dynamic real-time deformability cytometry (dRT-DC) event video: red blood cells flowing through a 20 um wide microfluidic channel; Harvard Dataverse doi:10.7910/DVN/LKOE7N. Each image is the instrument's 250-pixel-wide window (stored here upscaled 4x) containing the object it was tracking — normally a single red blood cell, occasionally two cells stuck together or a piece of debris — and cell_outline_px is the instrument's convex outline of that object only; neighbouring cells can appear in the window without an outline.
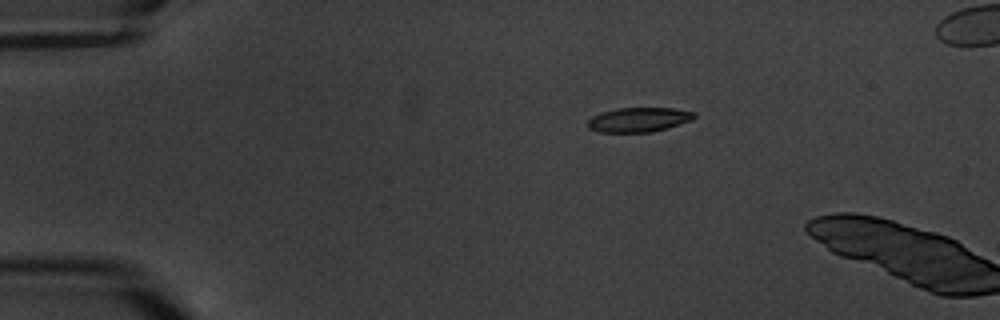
{"species": "common noctule bat (a hibernating species)", "species_latin": "Nyctalus noctula", "temperature_condition": "warm", "stored_images_in_passage": 4, "camera_frame_rate_fps": 3000, "um_per_image_px": 0.085, "animal": {"sex": "male", "body_mass_g": 20.1, "forearm_length_mm": 53.5}, "frame": {"image": 1, "passage_image": 3, "time_ms": 3.333, "image_size_px": [1000, 320], "cell_outline_px": [[696, 116], [692, 120], [668, 128], [652, 132], [600, 132], [588, 128], [588, 120], [592, 116], [600, 112], [616, 108], [672, 108], [696, 112]], "centroid_in_image_um": [54.3, 10.17], "position_along_channel_um": 30.7, "area_um2": 15.32}}